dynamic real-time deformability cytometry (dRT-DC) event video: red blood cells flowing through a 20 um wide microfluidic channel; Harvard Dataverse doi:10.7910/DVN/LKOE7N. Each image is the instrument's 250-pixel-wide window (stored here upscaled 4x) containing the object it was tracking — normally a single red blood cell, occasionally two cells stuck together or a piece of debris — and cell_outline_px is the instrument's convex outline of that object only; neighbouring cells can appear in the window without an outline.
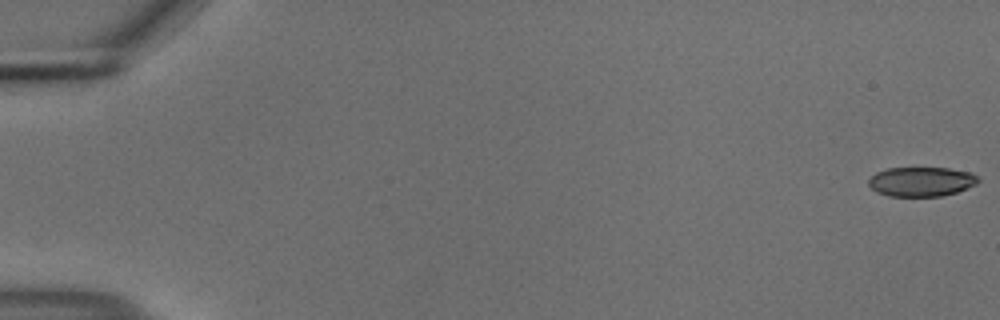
{"species": "common noctule bat (a hibernating species)", "species_latin": "Nyctalus noctula", "temperature_condition": "cold", "stored_images_in_passage": 55, "camera_frame_rate_fps": 3000, "um_per_image_px": 0.085, "animal": {"sex": "male", "body_mass_g": 18.8}, "frame": {"image": 1, "passage_image": 1, "time_ms": 0.0, "image_size_px": [1000, 320], "cell_outline_px": [[980, 180], [976, 184], [968, 188], [956, 192], [940, 196], [888, 196], [876, 192], [868, 184], [868, 180], [876, 172], [888, 168], [948, 168], [972, 172]], "centroid_in_image_um": [78.31, 15.44], "position_along_channel_um": 6.7, "area_um2": 18.84}}
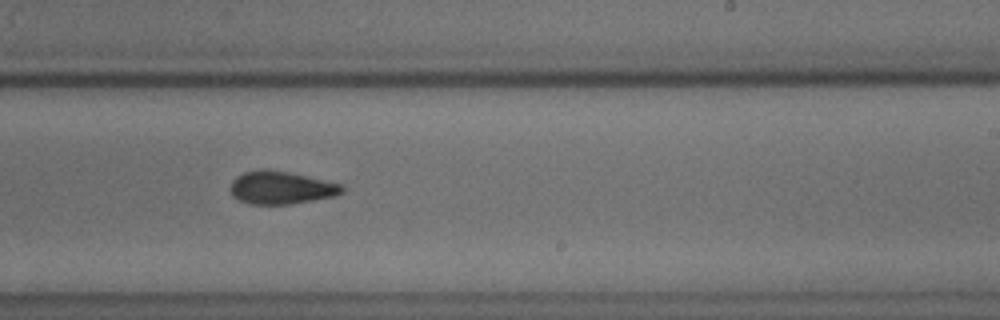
{"frame": {"image": 2, "passage_image": 35, "time_ms": 11.333, "image_size_px": [1000, 320], "cell_outline_px": [[344, 192], [336, 196], [288, 204], [248, 204], [232, 196], [232, 180], [236, 176], [244, 172], [260, 168], [268, 168], [288, 172], [344, 184]], "centroid_in_image_um": [23.91, 15.94], "position_along_channel_um": 265.1, "area_um2": 21.5}}
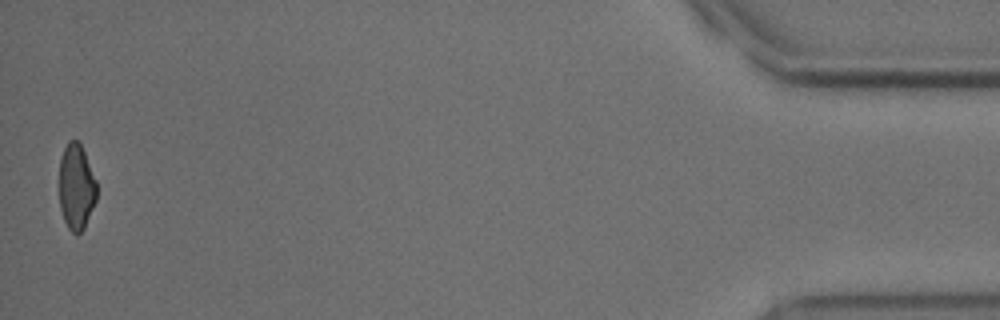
{"frame": {"image": 3, "passage_image": 55, "time_ms": 18.0, "image_size_px": [1000, 320], "cell_outline_px": [[96, 200], [84, 228], [76, 236], [68, 228], [64, 220], [60, 208], [60, 160], [64, 148], [68, 140], [76, 140], [80, 144], [84, 152], [96, 180]], "centroid_in_image_um": [6.48, 15.91], "position_along_channel_um": 428.7, "area_um2": 18.55}, "authors_computed_cell_mechanics": {"area_um2": 21.0392, "velocity_mm_per_s": 3.7171, "shape_relaxation_time_tau1_ms": 6.6566, "shape_relaxation_time_tau2_ms": 6.834, "deformation_change_tau1": 0.1481, "deformation_change_tau2": 0.1322}}